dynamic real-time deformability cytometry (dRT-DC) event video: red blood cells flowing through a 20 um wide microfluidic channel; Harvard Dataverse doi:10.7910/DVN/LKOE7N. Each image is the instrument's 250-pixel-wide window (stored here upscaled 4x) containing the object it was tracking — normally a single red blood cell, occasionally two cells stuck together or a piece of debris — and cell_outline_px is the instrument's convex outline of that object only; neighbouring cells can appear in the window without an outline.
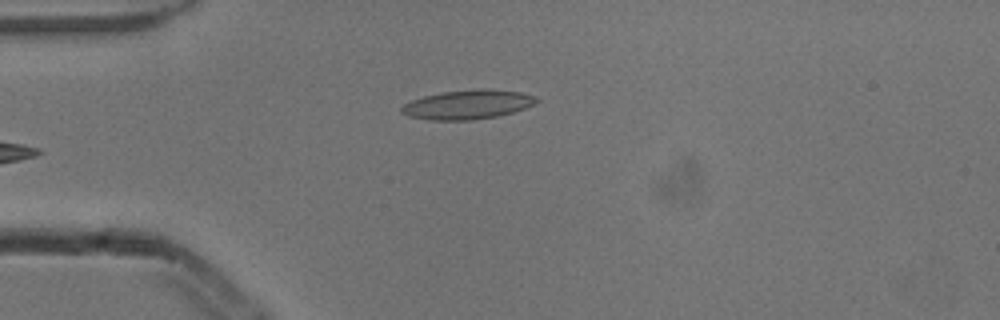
{"species": "common noctule bat (a hibernating species)", "species_latin": "Nyctalus noctula", "temperature_condition": "cold", "stored_images_in_passage": 5, "camera_frame_rate_fps": 3000, "um_per_image_px": 0.085, "animal": {"sex": "male", "body_mass_g": 13.3}, "frame": {"image": 1, "passage_image": 5, "time_ms": 1.333, "image_size_px": [1000, 320], "cell_outline_px": [[540, 100], [524, 108], [512, 112], [496, 116], [472, 120], [428, 120], [408, 116], [400, 112], [400, 108], [404, 104], [412, 100], [424, 96], [440, 92], [476, 88], [520, 92], [536, 96]], "centroid_in_image_um": [39.71, 8.88], "position_along_channel_um": 45.3, "area_um2": 22.95}}